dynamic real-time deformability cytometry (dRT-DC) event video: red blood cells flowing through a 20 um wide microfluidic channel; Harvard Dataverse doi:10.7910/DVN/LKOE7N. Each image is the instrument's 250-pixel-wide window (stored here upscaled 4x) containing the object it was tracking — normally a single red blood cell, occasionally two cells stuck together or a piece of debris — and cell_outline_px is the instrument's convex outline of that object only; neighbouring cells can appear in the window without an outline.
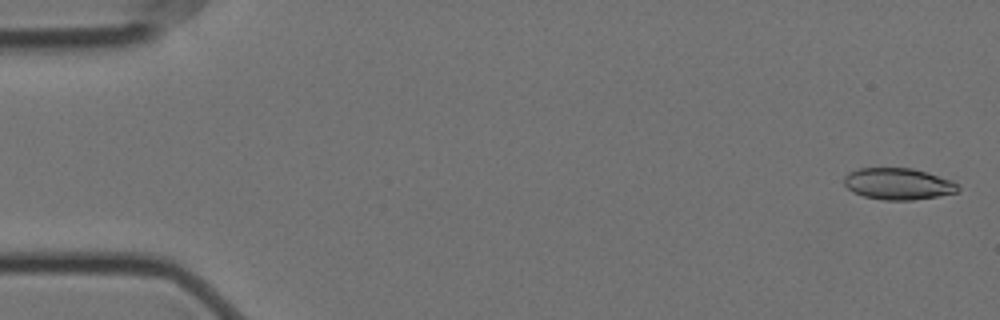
{"species": "Egyptian fruit bat (a non-hibernating species)", "species_latin": "Rousettus aegyptiacus", "temperature_condition": "cold", "stored_images_in_passage": 58, "camera_frame_rate_fps": 3000, "um_per_image_px": 0.085, "animal": {"sex": "female"}, "frame": {"image": 1, "passage_image": 2, "time_ms": 0.333, "image_size_px": [1000, 320], "cell_outline_px": [[960, 188], [956, 192], [936, 196], [912, 200], [884, 200], [864, 196], [852, 192], [844, 184], [844, 176], [848, 172], [860, 168], [912, 168], [952, 180]], "centroid_in_image_um": [76.3, 15.62], "position_along_channel_um": 8.7, "area_um2": 20.81}}
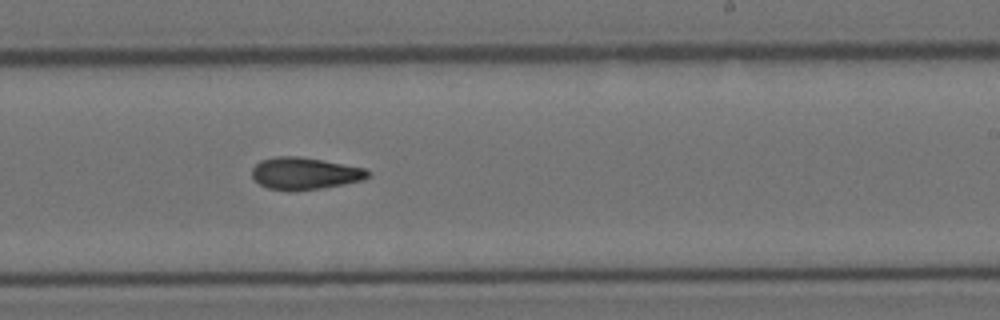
{"frame": {"image": 2, "passage_image": 35, "time_ms": 11.333, "image_size_px": [1000, 320], "cell_outline_px": [[368, 176], [364, 180], [344, 184], [320, 188], [292, 192], [288, 192], [268, 188], [260, 184], [252, 176], [252, 168], [260, 160], [276, 156], [300, 156], [364, 168], [368, 172]], "centroid_in_image_um": [25.86, 14.75], "position_along_channel_um": 263.1, "area_um2": 21.68}}
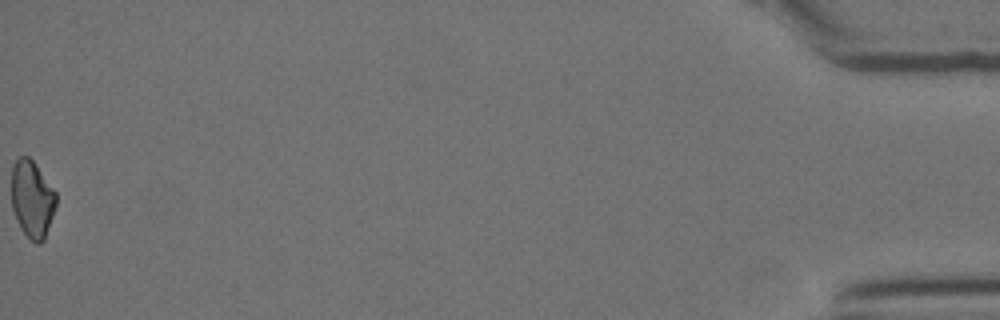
{"frame": {"image": 3, "passage_image": 58, "time_ms": 19.0, "image_size_px": [1000, 320], "cell_outline_px": [[56, 204], [44, 240], [40, 244], [36, 244], [20, 228], [16, 220], [12, 208], [12, 164], [20, 156], [28, 156], [36, 164], [56, 192]], "centroid_in_image_um": [2.72, 16.91], "position_along_channel_um": 432.5, "area_um2": 20.0}, "authors_computed_cell_mechanics": {"area_um2": 21.3571, "velocity_mm_per_s": 3.5286, "shape_relaxation_time_tau1_ms": 10.2392, "shape_relaxation_time_tau2_ms": 9.5837, "deformation_change_tau1": 0.1705, "deformation_change_tau2": 0.1534}}